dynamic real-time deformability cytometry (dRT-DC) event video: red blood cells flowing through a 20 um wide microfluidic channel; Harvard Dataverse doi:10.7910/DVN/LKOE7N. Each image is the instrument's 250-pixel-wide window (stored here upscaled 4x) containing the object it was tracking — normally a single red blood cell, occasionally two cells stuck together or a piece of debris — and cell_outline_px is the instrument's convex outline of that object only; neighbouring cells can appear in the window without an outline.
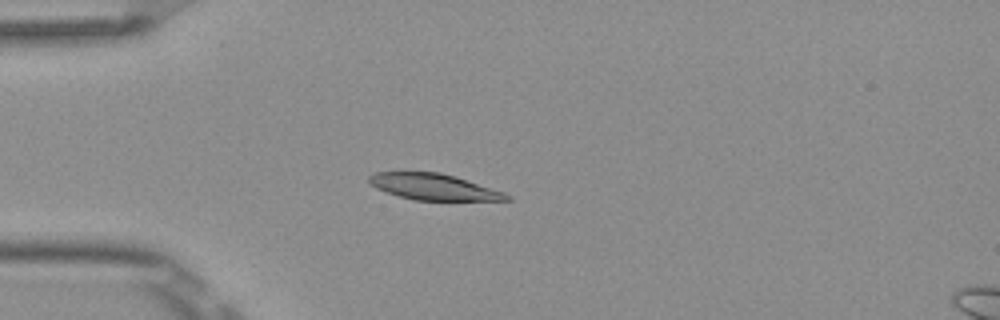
{"species": "Egyptian fruit bat (a non-hibernating species)", "species_latin": "Rousettus aegyptiacus", "temperature_condition": "room temperature", "stored_images_in_passage": 5, "camera_frame_rate_fps": 3000, "um_per_image_px": 0.085, "frame": {"image": 1, "passage_image": 4, "time_ms": 1.0, "image_size_px": [1000, 320], "cell_outline_px": [[512, 200], [416, 200], [400, 196], [376, 188], [368, 184], [368, 176], [376, 172], [440, 172], [456, 176], [504, 192], [512, 196]], "centroid_in_image_um": [36.87, 15.87], "position_along_channel_um": 48.1, "area_um2": 20.92}}